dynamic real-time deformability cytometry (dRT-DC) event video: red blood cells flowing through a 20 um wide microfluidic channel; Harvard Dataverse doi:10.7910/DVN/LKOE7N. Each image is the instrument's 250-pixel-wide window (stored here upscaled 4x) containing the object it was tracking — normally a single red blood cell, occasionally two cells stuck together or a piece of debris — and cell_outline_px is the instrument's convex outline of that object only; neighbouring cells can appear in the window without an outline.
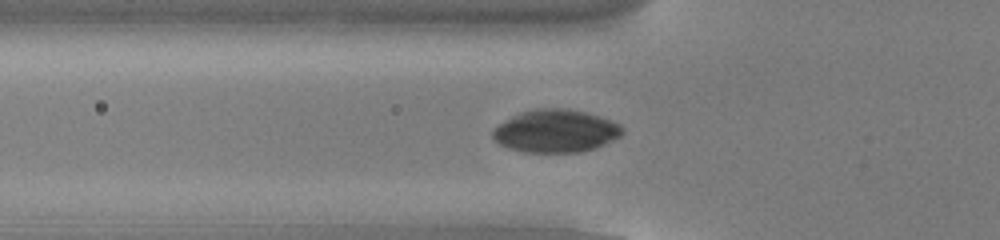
{"species": "common noctule bat (a hibernating species)", "species_latin": "Nyctalus noctula", "temperature_condition": "cold", "stored_images_in_passage": 53, "camera_frame_rate_fps": 3000, "um_per_image_px": 0.085, "animal": {"sex": "male", "body_mass_g": 13.0, "forearm_length_mm": 53.1}, "frame": {"image": 1, "passage_image": 18, "time_ms": 5.667, "image_size_px": [1000, 240], "cell_outline_px": [[624, 132], [620, 136], [604, 144], [580, 152], [524, 152], [508, 148], [500, 144], [492, 136], [492, 132], [500, 124], [512, 116], [520, 112], [536, 108], [564, 108], [584, 112], [600, 116], [620, 124], [624, 128]], "centroid_in_image_um": [47.25, 11.13], "position_along_channel_um": 78.6, "area_um2": 32.08}}
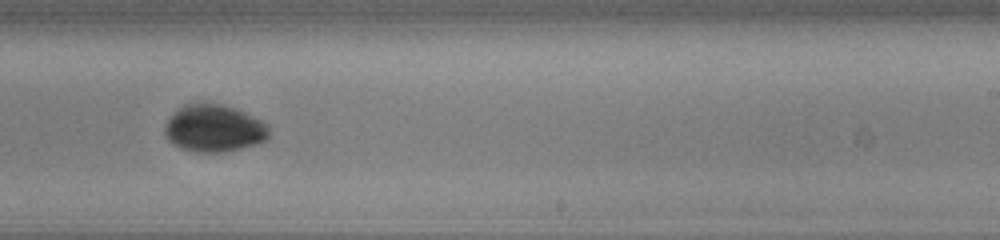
{"frame": {"image": 2, "passage_image": 33, "time_ms": 10.667, "image_size_px": [1000, 240], "cell_outline_px": [[268, 140], [256, 144], [224, 152], [196, 152], [180, 148], [168, 140], [164, 132], [164, 128], [168, 120], [176, 108], [184, 104], [220, 104], [244, 112], [268, 124]], "centroid_in_image_um": [18.17, 10.92], "position_along_channel_um": 270.8, "area_um2": 28.5}}
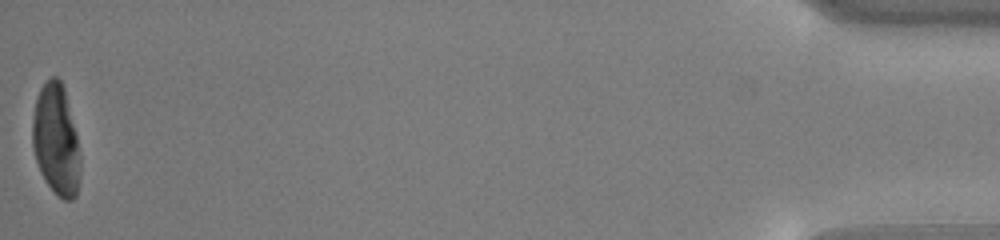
{"frame": {"image": 3, "passage_image": 53, "time_ms": 17.333, "image_size_px": [1000, 240], "cell_outline_px": [[80, 172], [76, 196], [72, 200], [64, 200], [56, 196], [44, 180], [40, 172], [32, 148], [32, 120], [36, 96], [40, 88], [52, 76], [56, 76], [60, 80], [64, 88], [80, 152]], "centroid_in_image_um": [4.75, 11.94], "position_along_channel_um": 430.5, "area_um2": 31.04}}